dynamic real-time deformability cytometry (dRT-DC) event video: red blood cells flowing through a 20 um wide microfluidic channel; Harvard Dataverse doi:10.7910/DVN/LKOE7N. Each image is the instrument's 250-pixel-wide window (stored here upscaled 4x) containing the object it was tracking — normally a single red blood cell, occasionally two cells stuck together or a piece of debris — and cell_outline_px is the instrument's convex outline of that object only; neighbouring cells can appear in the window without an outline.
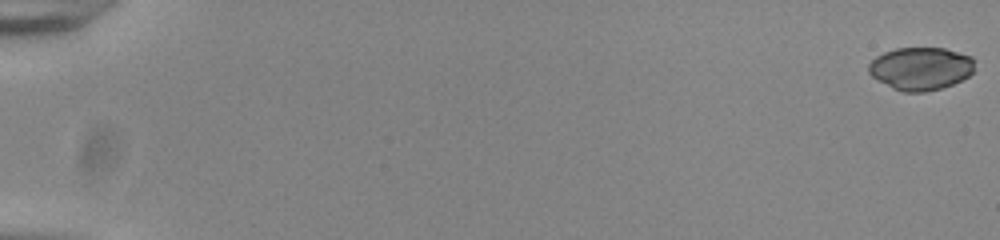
{"species": "common noctule bat (a hibernating species)", "species_latin": "Nyctalus noctula", "temperature_condition": "room temperature", "stored_images_in_passage": 56, "camera_frame_rate_fps": 3000, "um_per_image_px": 0.085, "animal": {"sex": "male", "body_mass_g": 20.0, "forearm_length_mm": 53.3}, "frame": {"image": 1, "passage_image": 1, "time_ms": 0.0, "image_size_px": [1000, 240], "cell_outline_px": [[976, 60], [972, 72], [968, 76], [952, 84], [940, 88], [924, 92], [904, 92], [892, 88], [876, 80], [868, 72], [868, 64], [876, 56], [884, 52], [896, 48], [944, 48], [972, 56]], "centroid_in_image_um": [78.25, 5.82], "position_along_channel_um": 6.8, "area_um2": 26.59}}
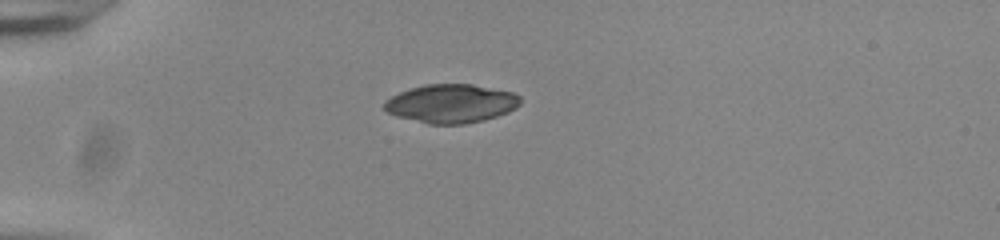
{"frame": {"image": 2, "passage_image": 17, "time_ms": 5.333, "image_size_px": [1000, 240], "cell_outline_px": [[520, 104], [516, 108], [508, 112], [484, 120], [464, 124], [428, 124], [396, 116], [388, 112], [384, 108], [384, 100], [400, 92], [424, 84], [472, 84], [512, 92], [520, 96]], "centroid_in_image_um": [38.35, 8.8], "position_along_channel_um": 46.7, "area_um2": 30.58}}
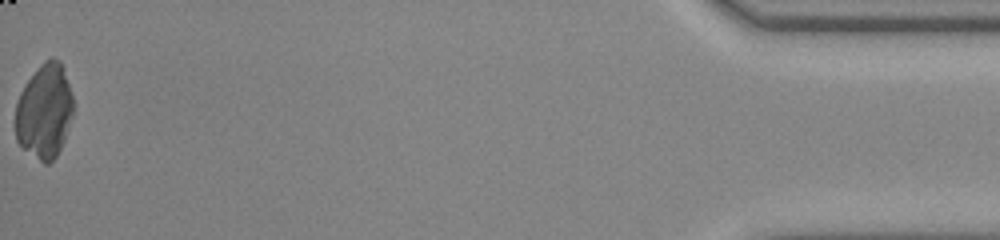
{"frame": {"image": 3, "passage_image": 56, "time_ms": 18.333, "image_size_px": [1000, 240], "cell_outline_px": [[72, 116], [64, 140], [56, 156], [48, 164], [44, 164], [24, 148], [16, 140], [16, 100], [24, 84], [40, 64], [44, 60], [52, 56], [60, 60], [72, 96]], "centroid_in_image_um": [3.76, 9.43], "position_along_channel_um": 431.4, "area_um2": 31.67}}